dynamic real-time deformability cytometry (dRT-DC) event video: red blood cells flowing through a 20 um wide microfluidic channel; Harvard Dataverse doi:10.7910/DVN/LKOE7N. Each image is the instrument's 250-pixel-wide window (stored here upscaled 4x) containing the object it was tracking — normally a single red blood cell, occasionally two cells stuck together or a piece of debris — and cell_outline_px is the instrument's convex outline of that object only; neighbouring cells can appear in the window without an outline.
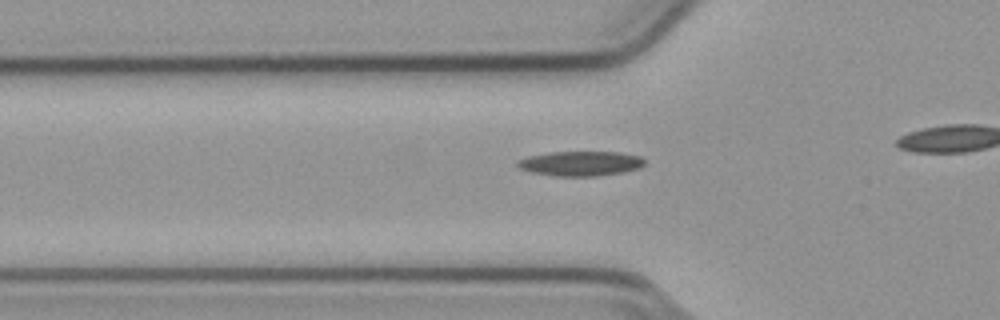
{"species": "common noctule bat (a hibernating species)", "species_latin": "Nyctalus noctula", "temperature_condition": "cold", "stored_images_in_passage": 31, "camera_frame_rate_fps": 3000, "um_per_image_px": 0.085, "animal": {"sex": "male", "body_mass_g": 23.1, "forearm_length_mm": 52.7}, "frame": {"image": 1, "passage_image": 6, "time_ms": 1.667, "image_size_px": [1000, 320], "cell_outline_px": [[644, 164], [640, 168], [624, 172], [596, 176], [552, 176], [532, 172], [520, 168], [516, 164], [520, 160], [528, 156], [548, 152], [620, 152], [640, 156], [644, 160]], "centroid_in_image_um": [49.37, 13.9], "position_along_channel_um": 76.4, "area_um2": 18.32}}
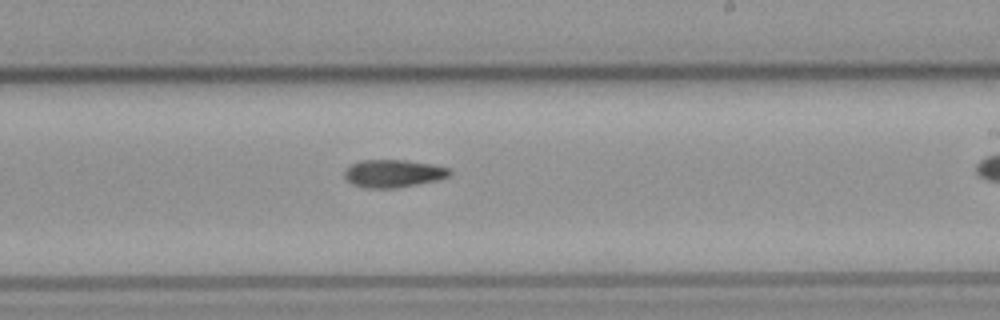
{"frame": {"image": 2, "passage_image": 20, "time_ms": 6.333, "image_size_px": [1000, 320], "cell_outline_px": [[452, 172], [448, 176], [436, 180], [396, 188], [364, 188], [352, 184], [344, 176], [344, 168], [360, 160], [408, 160], [432, 164], [452, 168]], "centroid_in_image_um": [33.42, 14.73], "position_along_channel_um": 255.6, "area_um2": 17.11}}
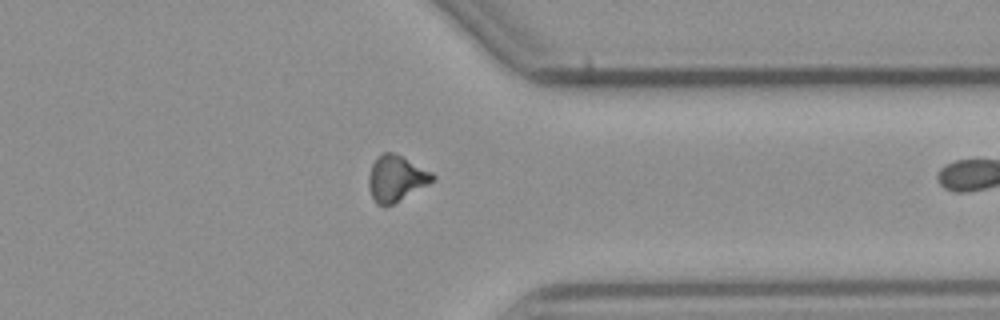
{"frame": {"image": 3, "passage_image": 30, "time_ms": 9.667, "image_size_px": [1000, 320], "cell_outline_px": [[436, 180], [392, 204], [376, 204], [368, 188], [368, 176], [372, 164], [376, 156], [384, 152], [392, 152], [432, 172], [436, 176]], "centroid_in_image_um": [33.66, 15.15], "position_along_channel_um": 377.7, "area_um2": 16.88}}